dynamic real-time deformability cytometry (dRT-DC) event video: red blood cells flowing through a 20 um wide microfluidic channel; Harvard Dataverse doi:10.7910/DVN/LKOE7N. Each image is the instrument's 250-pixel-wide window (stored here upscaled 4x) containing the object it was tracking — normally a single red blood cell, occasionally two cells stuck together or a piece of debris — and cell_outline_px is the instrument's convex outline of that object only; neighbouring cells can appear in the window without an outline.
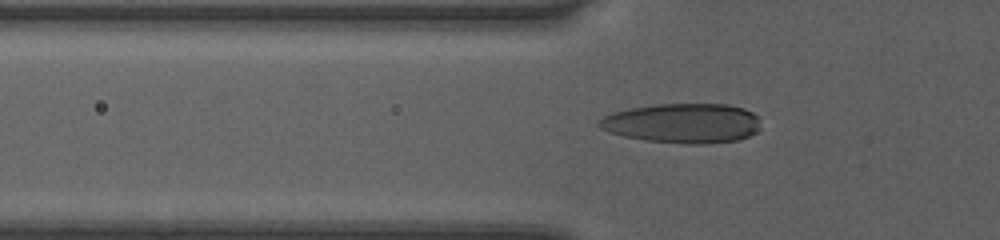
{"species": "human", "species_latin": "Homo sapiens", "temperature_condition": "room temperature", "stored_images_in_passage": 39, "camera_frame_rate_fps": 3000, "um_per_image_px": 0.085, "donor": {"sex": "female"}, "frame": {"image": 1, "passage_image": 6, "time_ms": 1.667, "image_size_px": [1000, 240], "cell_outline_px": [[760, 128], [756, 132], [748, 136], [736, 140], [704, 144], [688, 144], [644, 140], [624, 136], [600, 128], [596, 124], [604, 116], [616, 112], [632, 108], [656, 104], [728, 104], [744, 108], [752, 112], [756, 116]], "centroid_in_image_um": [58.05, 10.47], "position_along_channel_um": 67.8, "area_um2": 37.11}}
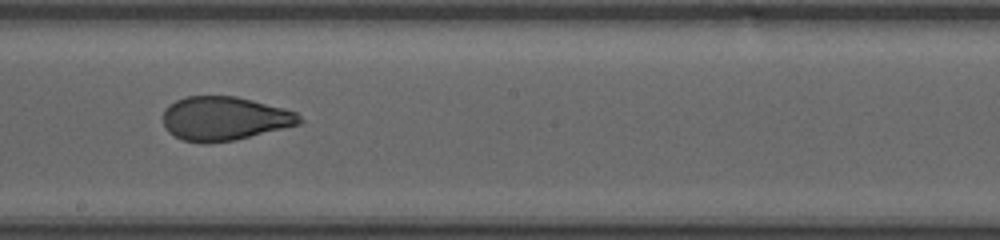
{"frame": {"image": 2, "passage_image": 18, "time_ms": 5.667, "image_size_px": [1000, 240], "cell_outline_px": [[304, 120], [300, 124], [236, 140], [208, 144], [204, 144], [184, 140], [168, 132], [164, 128], [164, 112], [176, 100], [184, 96], [236, 96], [252, 100], [296, 112]], "centroid_in_image_um": [19.08, 10.09], "position_along_channel_um": 229.1, "area_um2": 34.8}}
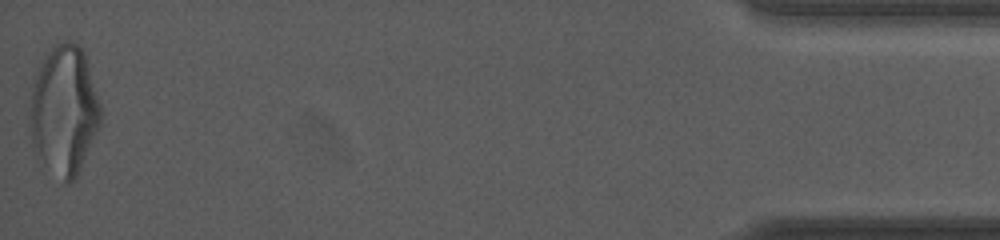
{"frame": {"image": 3, "passage_image": 39, "time_ms": 12.667, "image_size_px": [1000, 240], "cell_outline_px": [[100, 128], [76, 176], [68, 184], [36, 156], [32, 144], [32, 88], [40, 60], [52, 44], [68, 40], [72, 40], [84, 52], [100, 104]], "centroid_in_image_um": [5.46, 9.32], "position_along_channel_um": 429.7, "area_um2": 52.6}, "authors_computed_cell_mechanics": {"area_um2": 35.836, "velocity_mm_per_s": 4.0823, "shape_relaxation_time_tau1_ms": 5.9834, "shape_relaxation_time_tau2_ms": 0.8643, "deformation_change_tau1": 0.2085, "deformation_change_tau2": 0.0679}}